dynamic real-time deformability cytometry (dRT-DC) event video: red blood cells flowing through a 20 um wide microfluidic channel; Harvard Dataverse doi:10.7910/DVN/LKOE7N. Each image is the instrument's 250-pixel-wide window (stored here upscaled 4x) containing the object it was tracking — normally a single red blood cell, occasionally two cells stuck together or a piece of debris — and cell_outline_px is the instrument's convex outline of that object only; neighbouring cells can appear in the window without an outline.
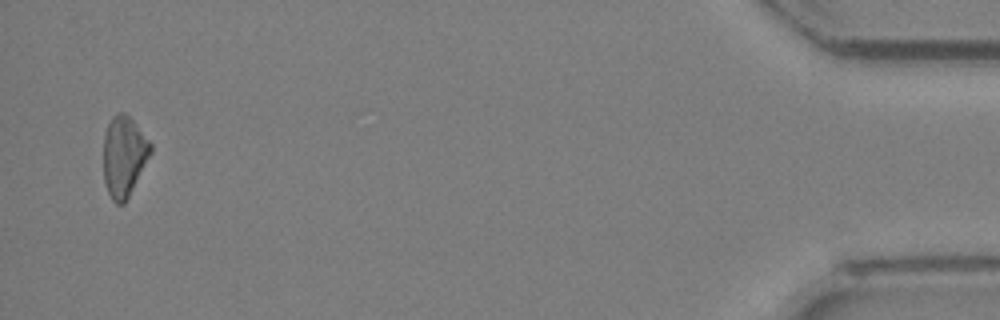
{"species": "Egyptian fruit bat (a non-hibernating species)", "species_latin": "Rousettus aegyptiacus", "temperature_condition": "room temperature", "stored_images_in_passage": 26, "camera_frame_rate_fps": 3000, "um_per_image_px": 0.085, "animal": {"sex": "female"}, "frame": {"image": 1, "passage_image": 26, "time_ms": 8.333, "image_size_px": [1000, 320], "cell_outline_px": [[152, 152], [124, 204], [116, 204], [112, 200], [108, 192], [104, 180], [104, 136], [108, 124], [112, 116], [120, 112], [124, 112], [132, 120], [152, 144]], "centroid_in_image_um": [10.53, 13.28], "position_along_channel_um": 424.7, "area_um2": 21.85}}